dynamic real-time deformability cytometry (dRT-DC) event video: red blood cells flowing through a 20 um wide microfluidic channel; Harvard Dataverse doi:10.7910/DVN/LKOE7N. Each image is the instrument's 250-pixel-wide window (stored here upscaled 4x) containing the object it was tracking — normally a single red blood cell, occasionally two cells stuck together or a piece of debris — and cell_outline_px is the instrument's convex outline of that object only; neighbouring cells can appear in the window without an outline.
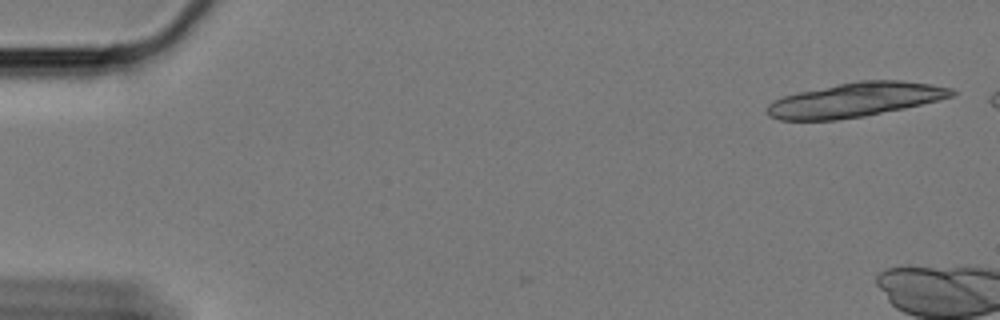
{"species": "Egyptian fruit bat (a non-hibernating species)", "species_latin": "Rousettus aegyptiacus", "temperature_condition": "cold", "stored_images_in_passage": 4, "camera_frame_rate_fps": 3000, "um_per_image_px": 0.085, "animal": {"sex": "female"}, "frame": {"image": 1, "passage_image": 1, "time_ms": 0.0, "image_size_px": [1000, 320], "cell_outline_px": [[960, 92], [952, 96], [940, 100], [904, 108], [864, 116], [836, 120], [780, 120], [768, 116], [764, 112], [764, 108], [772, 100], [784, 96], [800, 92], [836, 84], [856, 80], [900, 80], [928, 84], [952, 88]], "centroid_in_image_um": [72.67, 8.49], "position_along_channel_um": 12.3, "area_um2": 37.05}}